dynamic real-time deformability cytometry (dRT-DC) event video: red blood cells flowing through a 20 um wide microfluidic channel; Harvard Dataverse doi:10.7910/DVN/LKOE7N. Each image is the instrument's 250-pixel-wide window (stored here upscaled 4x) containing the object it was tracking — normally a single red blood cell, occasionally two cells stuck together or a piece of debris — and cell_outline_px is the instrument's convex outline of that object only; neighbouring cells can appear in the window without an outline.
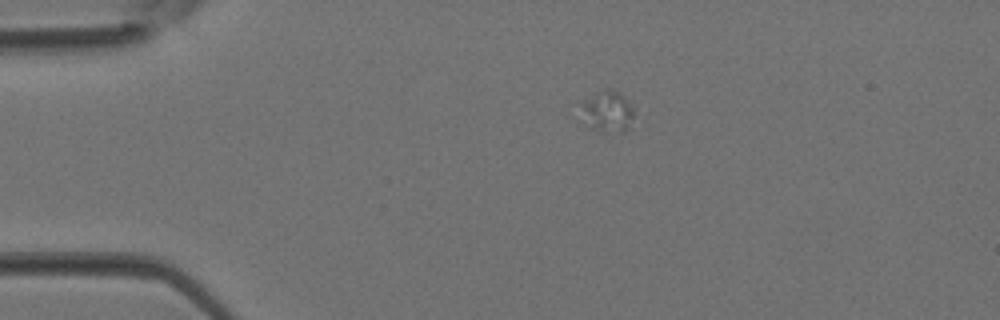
{"species": "Egyptian fruit bat (a non-hibernating species)", "species_latin": "Rousettus aegyptiacus", "temperature_condition": "room temperature", "stored_images_in_passage": 3, "camera_frame_rate_fps": 3000, "um_per_image_px": 0.085, "animal": {"sex": "female"}, "frame": {"image": 1, "passage_image": 3, "time_ms": 0.667, "image_size_px": [1000, 320], "cell_outline_px": [[632, 116], [628, 128], [624, 132], [604, 132], [592, 128], [572, 116], [580, 104], [596, 92], [604, 88], [612, 88], [620, 92], [628, 100], [632, 108]], "centroid_in_image_um": [51.48, 9.47], "position_along_channel_um": 33.5, "area_um2": 13.53}}